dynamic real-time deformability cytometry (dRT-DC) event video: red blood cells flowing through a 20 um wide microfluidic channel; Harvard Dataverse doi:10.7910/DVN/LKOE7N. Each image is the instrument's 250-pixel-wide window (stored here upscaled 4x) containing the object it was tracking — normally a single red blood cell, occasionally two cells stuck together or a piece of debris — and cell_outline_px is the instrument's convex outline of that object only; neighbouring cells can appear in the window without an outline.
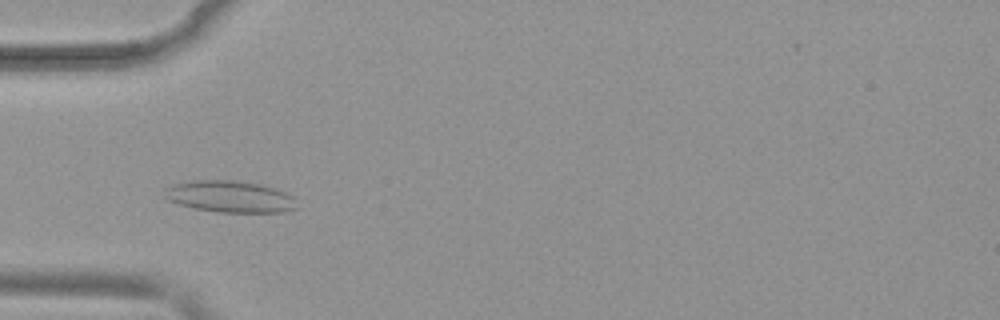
{"species": "common noctule bat (a hibernating species)", "species_latin": "Nyctalus noctula", "temperature_condition": "warm", "stored_images_in_passage": 35, "camera_frame_rate_fps": 3000, "um_per_image_px": 0.085, "animal": {"sex": "female", "body_mass_g": 19.9}, "frame": {"image": 1, "passage_image": 11, "time_ms": 3.333, "image_size_px": [1000, 320], "cell_outline_px": [[296, 208], [284, 212], [216, 212], [196, 208], [180, 204], [168, 200], [164, 196], [164, 188], [172, 184], [192, 180], [228, 180], [260, 184], [276, 188], [288, 192], [292, 196]], "centroid_in_image_um": [19.52, 16.7], "position_along_channel_um": 65.5, "area_um2": 24.39}}
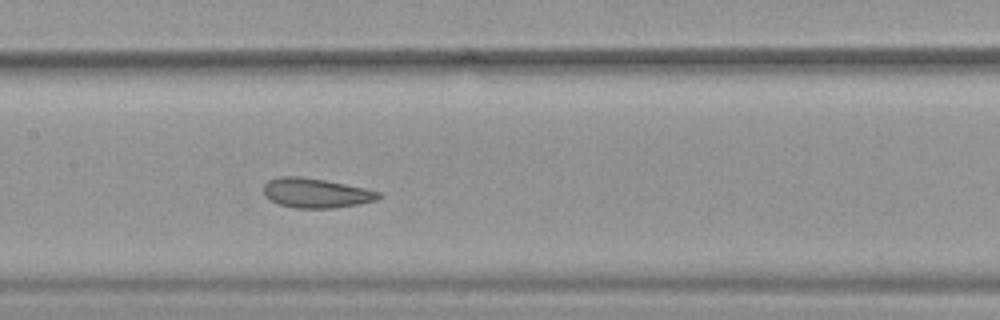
{"frame": {"image": 2, "passage_image": 20, "time_ms": 6.333, "image_size_px": [1000, 320], "cell_outline_px": [[380, 196], [376, 200], [360, 204], [332, 208], [296, 208], [280, 204], [264, 196], [264, 184], [268, 180], [280, 176], [300, 176], [324, 180], [364, 188], [380, 192]], "centroid_in_image_um": [26.83, 16.4], "position_along_channel_um": 180.6, "area_um2": 19.65}}
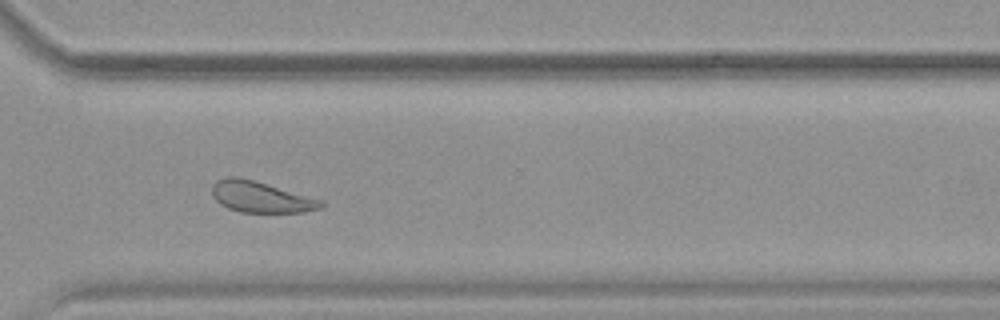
{"frame": {"image": 3, "passage_image": 33, "time_ms": 10.667, "image_size_px": [1000, 320], "cell_outline_px": [[324, 204], [320, 208], [304, 212], [240, 212], [228, 208], [220, 204], [212, 196], [212, 184], [216, 180], [228, 176], [236, 176], [252, 180], [324, 200]], "centroid_in_image_um": [22.14, 16.74], "position_along_channel_um": 348.5, "area_um2": 19.65}, "authors_computed_cell_mechanics": {"area_um2": 20.23, "velocity_mm_per_s": 3.8716, "shape_relaxation_time_tau1_ms": 10.5233, "shape_relaxation_time_tau2_ms": 2.611, "deformation_change_tau1": 0.1824, "deformation_change_tau2": 0.0802}}